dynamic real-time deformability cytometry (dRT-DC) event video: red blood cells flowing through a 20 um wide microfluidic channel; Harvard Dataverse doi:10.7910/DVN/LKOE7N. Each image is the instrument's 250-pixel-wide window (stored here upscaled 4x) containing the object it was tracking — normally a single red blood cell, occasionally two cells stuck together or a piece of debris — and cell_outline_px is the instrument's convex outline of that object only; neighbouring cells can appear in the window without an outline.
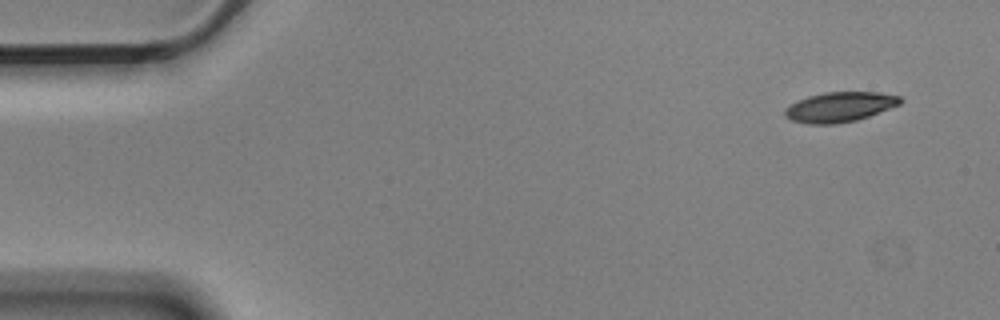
{"species": "Egyptian fruit bat (a non-hibernating species)", "species_latin": "Rousettus aegyptiacus", "temperature_condition": "cold", "stored_images_in_passage": 4, "camera_frame_rate_fps": 3000, "um_per_image_px": 0.085, "animal": {"sex": "male"}, "frame": {"image": 1, "passage_image": 1, "time_ms": 0.0, "image_size_px": [1000, 320], "cell_outline_px": [[904, 100], [900, 104], [868, 116], [856, 120], [836, 124], [808, 124], [792, 120], [784, 116], [784, 108], [808, 96], [824, 92], [880, 92], [900, 96]], "centroid_in_image_um": [71.38, 9.09], "position_along_channel_um": 13.6, "area_um2": 20.06}}